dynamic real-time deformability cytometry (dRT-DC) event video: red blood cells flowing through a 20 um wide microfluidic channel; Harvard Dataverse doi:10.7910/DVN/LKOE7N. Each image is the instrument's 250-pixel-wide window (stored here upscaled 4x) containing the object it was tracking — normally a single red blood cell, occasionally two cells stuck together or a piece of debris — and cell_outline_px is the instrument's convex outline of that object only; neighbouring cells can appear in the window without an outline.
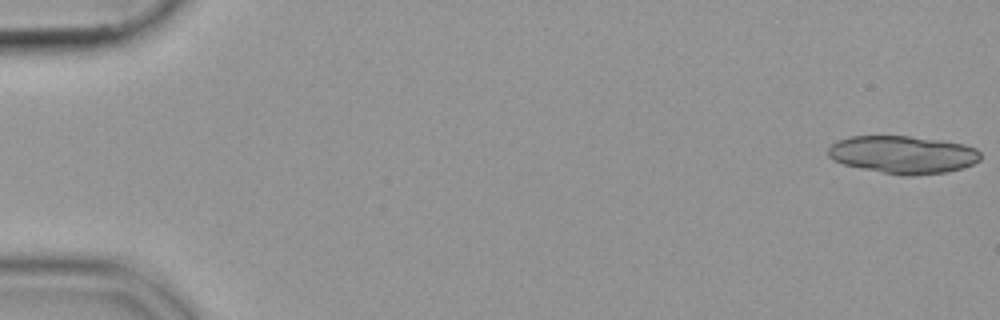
{"species": "common noctule bat (a hibernating species)", "species_latin": "Nyctalus noctula", "temperature_condition": "cold", "stored_images_in_passage": 41, "segment_of_instrument_passage": [1, 2], "camera_frame_rate_fps": 3000, "um_per_image_px": 0.085, "animal": {"sex": "female", "body_mass_g": 19.9}, "frame": {"image": 1, "passage_image": 1, "time_ms": 0.0, "image_size_px": [1000, 320], "cell_outline_px": [[980, 160], [972, 164], [948, 172], [912, 176], [900, 176], [860, 168], [844, 164], [832, 160], [828, 156], [828, 148], [836, 140], [848, 136], [908, 136], [940, 140], [964, 144], [976, 148], [980, 152]], "centroid_in_image_um": [76.72, 13.14], "position_along_channel_um": 8.3, "area_um2": 33.76}}